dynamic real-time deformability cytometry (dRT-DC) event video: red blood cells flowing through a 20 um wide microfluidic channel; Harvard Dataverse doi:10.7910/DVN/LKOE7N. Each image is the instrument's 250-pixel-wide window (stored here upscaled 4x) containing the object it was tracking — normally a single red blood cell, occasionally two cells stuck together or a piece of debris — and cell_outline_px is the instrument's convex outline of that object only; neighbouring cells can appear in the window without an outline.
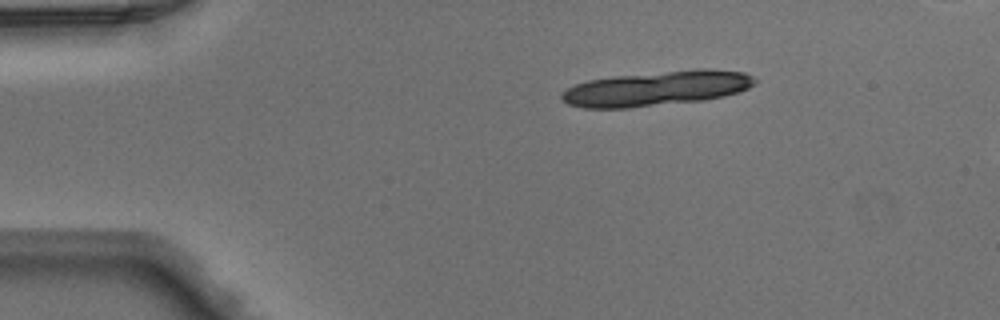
{"species": "Egyptian fruit bat (a non-hibernating species)", "species_latin": "Rousettus aegyptiacus", "temperature_condition": "warm", "stored_images_in_passage": 6, "camera_frame_rate_fps": 3000, "um_per_image_px": 0.085, "animal": {"sex": "male"}, "frame": {"image": 1, "passage_image": 1, "time_ms": 0.0, "image_size_px": [1000, 320], "cell_outline_px": [[756, 84], [740, 92], [724, 96], [704, 100], [628, 108], [584, 108], [568, 104], [560, 100], [560, 92], [576, 84], [588, 80], [612, 76], [696, 68], [712, 68], [744, 72], [752, 76], [756, 80]], "centroid_in_image_um": [55.82, 7.51], "position_along_channel_um": 29.2, "area_um2": 39.71}}